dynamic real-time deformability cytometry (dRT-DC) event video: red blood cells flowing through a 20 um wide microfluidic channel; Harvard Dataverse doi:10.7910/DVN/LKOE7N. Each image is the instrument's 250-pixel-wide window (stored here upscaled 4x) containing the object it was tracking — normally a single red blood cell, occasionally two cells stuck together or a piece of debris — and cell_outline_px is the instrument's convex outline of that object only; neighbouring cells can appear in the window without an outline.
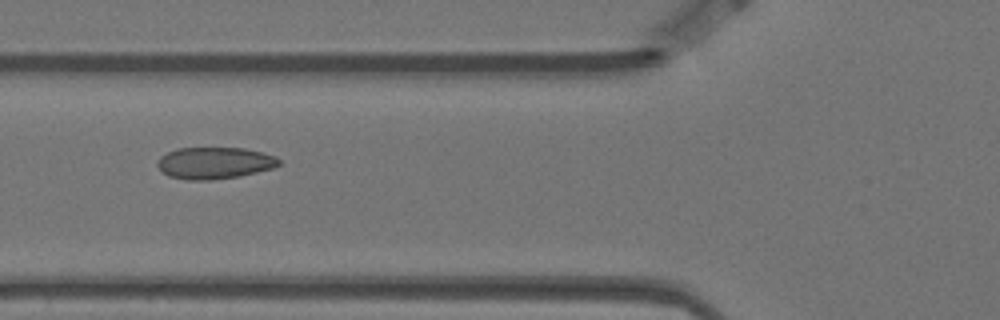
{"species": "Egyptian fruit bat (a non-hibernating species)", "species_latin": "Rousettus aegyptiacus", "temperature_condition": "warm", "stored_images_in_passage": 10, "camera_frame_rate_fps": 3000, "um_per_image_px": 0.085, "animal": {"sex": "female"}, "frame": {"image": 1, "passage_image": 5, "time_ms": 1.333, "image_size_px": [1000, 320], "cell_outline_px": [[280, 164], [272, 168], [240, 176], [212, 180], [188, 180], [168, 176], [156, 164], [160, 156], [176, 148], [244, 148], [276, 156], [280, 160]], "centroid_in_image_um": [18.22, 13.85], "position_along_channel_um": 107.6, "area_um2": 22.43}}
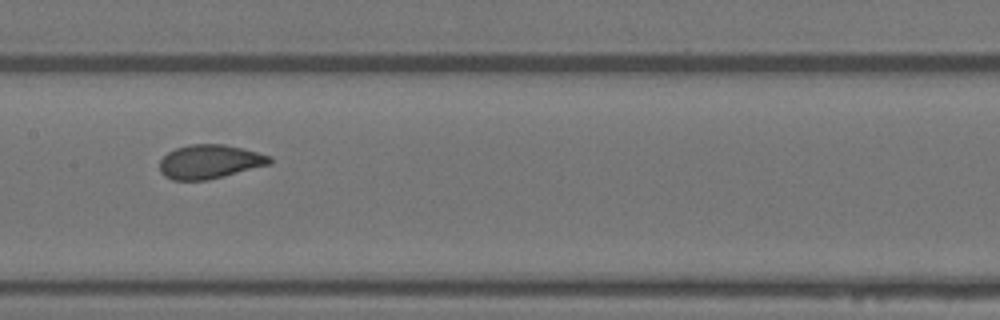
{"frame": {"image": 2, "passage_image": 7, "time_ms": 2.0, "image_size_px": [1000, 320], "cell_outline_px": [[272, 160], [268, 164], [224, 176], [208, 180], [172, 180], [164, 176], [160, 172], [160, 160], [168, 152], [176, 148], [188, 144], [224, 144], [272, 156]], "centroid_in_image_um": [17.78, 13.74], "position_along_channel_um": 189.6, "area_um2": 21.62}}
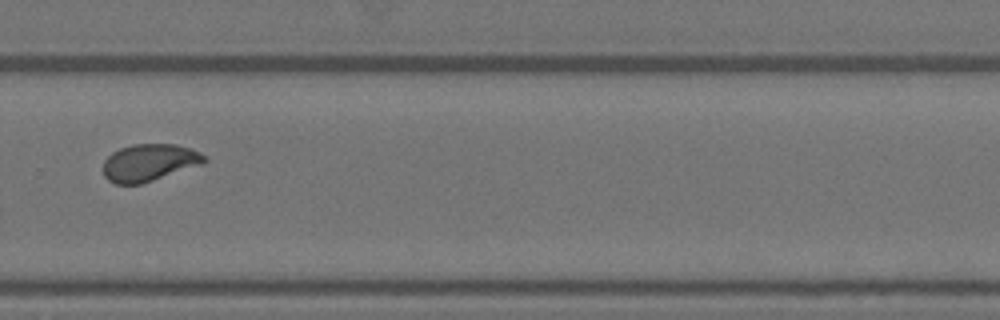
{"frame": {"image": 3, "passage_image": 10, "time_ms": 3.0, "image_size_px": [1000, 320], "cell_outline_px": [[208, 160], [204, 164], [140, 184], [116, 184], [108, 180], [104, 176], [104, 160], [112, 152], [120, 148], [132, 144], [176, 144], [188, 148], [204, 156]], "centroid_in_image_um": [12.67, 13.82], "position_along_channel_um": 317.1, "area_um2": 21.79}}